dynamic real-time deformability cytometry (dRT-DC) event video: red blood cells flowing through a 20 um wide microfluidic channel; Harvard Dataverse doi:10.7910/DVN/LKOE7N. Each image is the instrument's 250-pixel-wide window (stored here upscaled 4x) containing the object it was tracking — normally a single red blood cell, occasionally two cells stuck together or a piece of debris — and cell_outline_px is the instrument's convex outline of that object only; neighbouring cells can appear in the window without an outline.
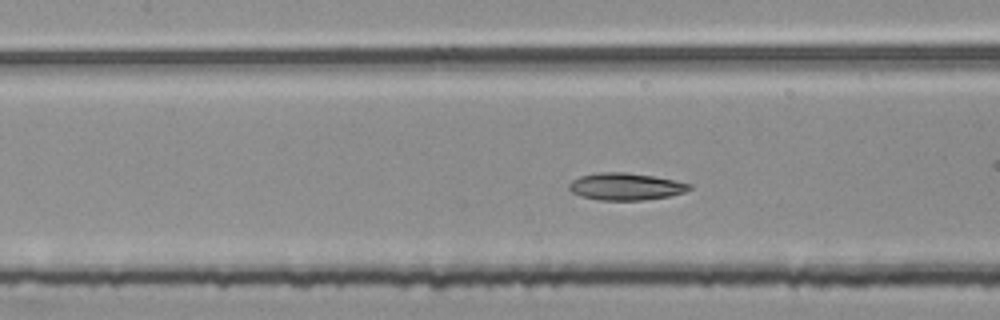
{"species": "common noctule bat (a hibernating species)", "species_latin": "Nyctalus noctula", "temperature_condition": "room temperature", "stored_images_in_passage": 40, "camera_frame_rate_fps": 3000, "um_per_image_px": 0.085, "animal": {"sex": "female", "body_mass_g": 25.1}, "frame": {"image": 1, "passage_image": 12, "time_ms": 3.667, "image_size_px": [1000, 320], "cell_outline_px": [[692, 188], [684, 192], [668, 196], [644, 200], [600, 200], [580, 196], [572, 192], [568, 188], [568, 184], [572, 180], [580, 176], [600, 172], [624, 172], [652, 176], [692, 184]], "centroid_in_image_um": [53.15, 15.86], "position_along_channel_um": 154.3, "area_um2": 18.9}, "authors_computed_cell_mechanics": {"area_um2": 18.496, "velocity_mm_per_s": 3.7579, "shape_relaxation_time_tau1_ms": 7.7951, "shape_relaxation_time_tau2_ms": 11.1762, "deformation_change_tau1": 0.1958, "deformation_change_tau2": 0.1639}}